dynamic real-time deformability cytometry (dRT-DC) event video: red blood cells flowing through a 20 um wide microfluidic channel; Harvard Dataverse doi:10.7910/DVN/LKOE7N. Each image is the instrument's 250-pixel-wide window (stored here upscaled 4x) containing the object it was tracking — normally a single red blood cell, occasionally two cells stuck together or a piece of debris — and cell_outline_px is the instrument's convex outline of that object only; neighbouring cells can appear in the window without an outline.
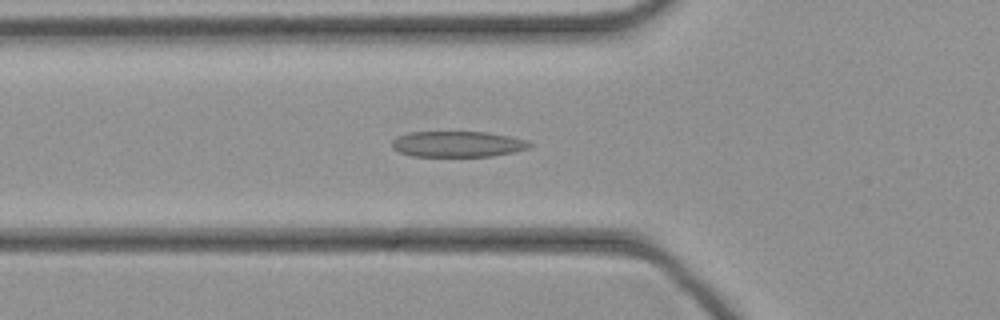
{"species": "common noctule bat (a hibernating species)", "species_latin": "Nyctalus noctula", "temperature_condition": "cold", "stored_images_in_passage": 45, "camera_frame_rate_fps": 3000, "um_per_image_px": 0.085, "animal": {"sex": "female", "body_mass_g": 21.9}, "frame": {"image": 1, "passage_image": 16, "time_ms": 5.0, "image_size_px": [1000, 320], "cell_outline_px": [[532, 144], [528, 148], [512, 152], [492, 156], [412, 156], [400, 152], [392, 148], [392, 140], [396, 136], [408, 132], [484, 132], [508, 136], [524, 140]], "centroid_in_image_um": [38.83, 12.24], "position_along_channel_um": 87.0, "area_um2": 20.52}}
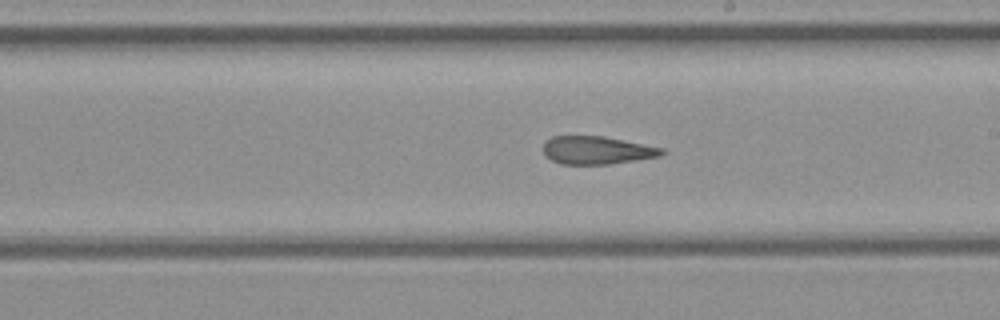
{"frame": {"image": 2, "passage_image": 26, "time_ms": 8.333, "image_size_px": [1000, 320], "cell_outline_px": [[664, 152], [660, 156], [636, 160], [608, 164], [560, 164], [544, 156], [544, 140], [552, 136], [604, 136], [664, 148]], "centroid_in_image_um": [50.7, 12.76], "position_along_channel_um": 238.3, "area_um2": 19.36}}
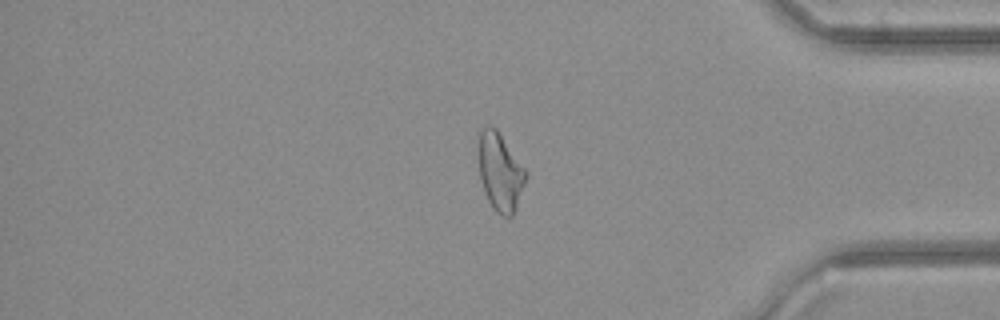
{"frame": {"image": 3, "passage_image": 38, "time_ms": 12.333, "image_size_px": [1000, 320], "cell_outline_px": [[528, 172], [516, 208], [512, 216], [500, 216], [492, 208], [484, 192], [480, 176], [476, 148], [476, 136], [480, 128], [488, 124], [492, 124], [496, 128]], "centroid_in_image_um": [42.45, 14.53], "position_along_channel_um": 392.7, "area_um2": 22.14}}